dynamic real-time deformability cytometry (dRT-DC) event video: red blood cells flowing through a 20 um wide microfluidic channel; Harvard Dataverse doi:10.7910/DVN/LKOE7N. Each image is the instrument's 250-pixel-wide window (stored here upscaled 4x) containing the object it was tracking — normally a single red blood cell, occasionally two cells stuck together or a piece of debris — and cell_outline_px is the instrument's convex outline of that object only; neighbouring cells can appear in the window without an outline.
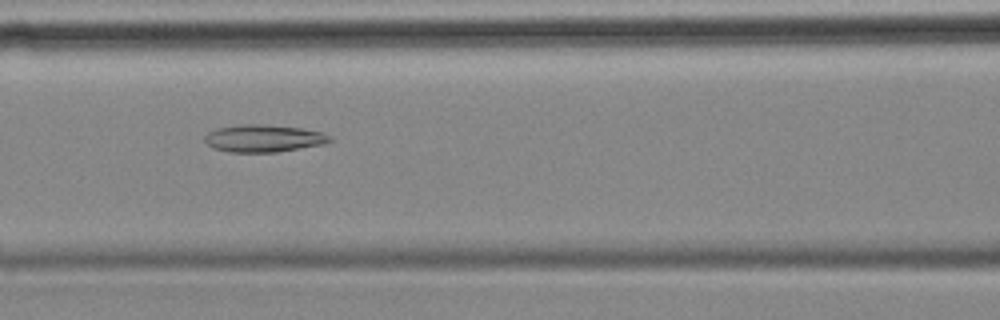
{"species": "common noctule bat (a hibernating species)", "species_latin": "Nyctalus noctula", "temperature_condition": "cold", "stored_images_in_passage": 35, "camera_frame_rate_fps": 3000, "um_per_image_px": 0.085, "animal": {"sex": "female", "body_mass_g": 18.4}, "frame": {"image": 1, "passage_image": 7, "time_ms": 2.0, "image_size_px": [1000, 320], "cell_outline_px": [[332, 140], [324, 144], [276, 152], [228, 152], [216, 148], [208, 144], [204, 140], [204, 136], [208, 132], [216, 128], [240, 124], [256, 124], [300, 128], [320, 132], [332, 136]], "centroid_in_image_um": [22.39, 11.76], "position_along_channel_um": 144.2, "area_um2": 19.77}}
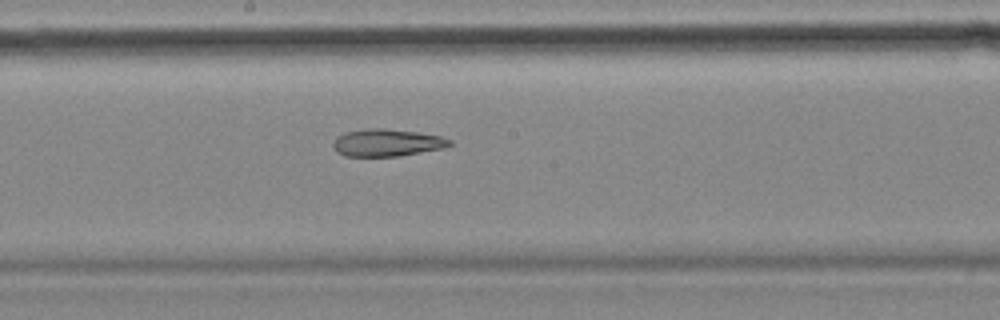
{"frame": {"image": 2, "passage_image": 13, "time_ms": 4.0, "image_size_px": [1000, 320], "cell_outline_px": [[452, 144], [444, 148], [396, 156], [344, 156], [336, 152], [332, 144], [336, 136], [348, 132], [368, 128], [384, 128], [416, 132], [440, 136], [452, 140]], "centroid_in_image_um": [32.87, 12.13], "position_along_channel_um": 215.3, "area_um2": 18.44}}
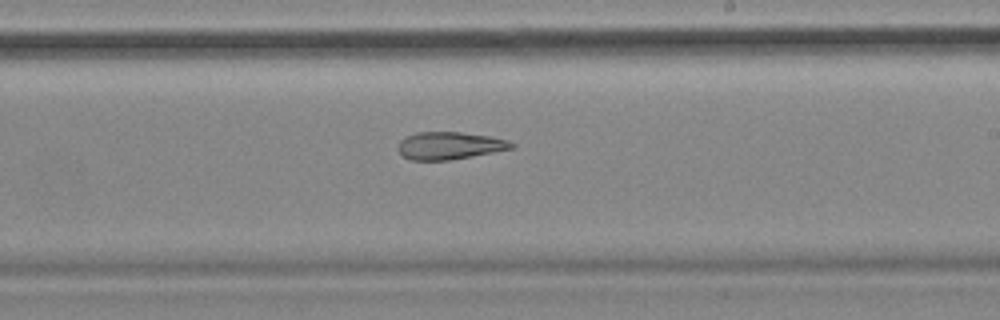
{"frame": {"image": 3, "passage_image": 16, "time_ms": 5.0, "image_size_px": [1000, 320], "cell_outline_px": [[516, 144], [512, 148], [492, 152], [448, 160], [412, 160], [404, 156], [396, 148], [400, 140], [416, 132], [460, 132], [488, 136], [508, 140]], "centroid_in_image_um": [38.18, 12.37], "position_along_channel_um": 250.8, "area_um2": 17.92}}